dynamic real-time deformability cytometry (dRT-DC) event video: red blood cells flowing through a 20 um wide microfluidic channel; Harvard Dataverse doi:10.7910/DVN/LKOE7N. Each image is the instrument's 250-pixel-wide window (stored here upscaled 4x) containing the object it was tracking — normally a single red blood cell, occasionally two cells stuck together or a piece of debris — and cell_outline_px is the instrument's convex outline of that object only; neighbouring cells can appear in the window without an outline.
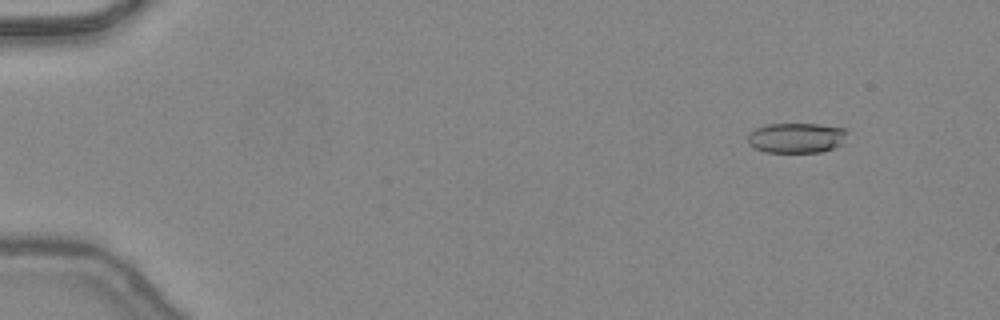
{"species": "common noctule bat (a hibernating species)", "species_latin": "Nyctalus noctula", "temperature_condition": "warm", "stored_images_in_passage": 42, "camera_frame_rate_fps": 3000, "um_per_image_px": 0.085, "animal": {"sex": "female", "body_mass_g": 24.6, "forearm_length_mm": 56.2}, "frame": {"image": 1, "passage_image": 1, "time_ms": 0.0, "image_size_px": [1000, 320], "cell_outline_px": [[848, 132], [840, 144], [832, 148], [820, 152], [764, 152], [748, 144], [748, 132], [756, 128], [768, 124], [816, 124], [844, 128]], "centroid_in_image_um": [67.65, 11.71], "position_along_channel_um": 17.3, "area_um2": 17.34}}
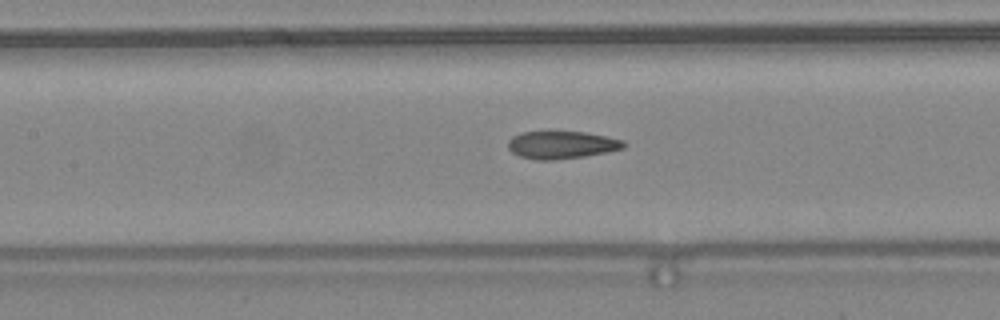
{"frame": {"image": 2, "passage_image": 19, "time_ms": 6.0, "image_size_px": [1000, 320], "cell_outline_px": [[628, 144], [624, 148], [608, 152], [584, 156], [556, 160], [536, 160], [520, 156], [512, 152], [508, 148], [508, 140], [512, 136], [520, 132], [584, 132], [624, 140]], "centroid_in_image_um": [47.74, 12.32], "position_along_channel_um": 159.7, "area_um2": 18.67}}
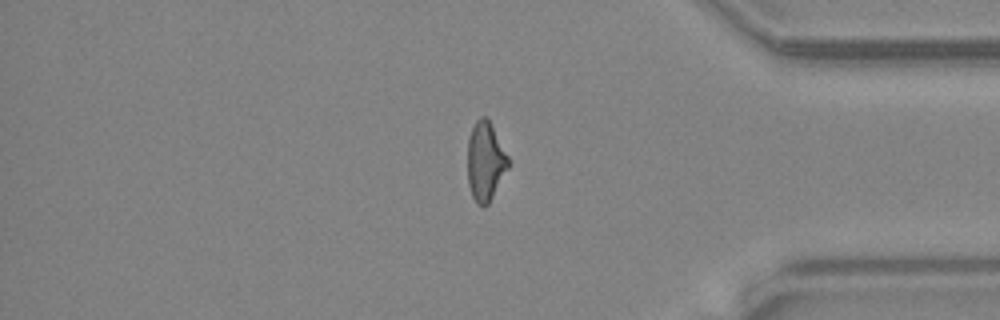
{"frame": {"image": 3, "passage_image": 36, "time_ms": 11.667, "image_size_px": [1000, 320], "cell_outline_px": [[508, 168], [488, 204], [484, 208], [476, 204], [472, 196], [468, 184], [468, 136], [476, 120], [480, 116], [484, 116], [492, 124], [508, 156]], "centroid_in_image_um": [41.24, 13.72], "position_along_channel_um": 394.0, "area_um2": 18.73}, "authors_computed_cell_mechanics": {"area_um2": 18.8428, "velocity_mm_per_s": 4.4852, "shape_relaxation_time_tau1_ms": null, "shape_relaxation_time_tau2_ms": 1.7429, "deformation_change_tau1": null, "deformation_change_tau2": 0.0955}}